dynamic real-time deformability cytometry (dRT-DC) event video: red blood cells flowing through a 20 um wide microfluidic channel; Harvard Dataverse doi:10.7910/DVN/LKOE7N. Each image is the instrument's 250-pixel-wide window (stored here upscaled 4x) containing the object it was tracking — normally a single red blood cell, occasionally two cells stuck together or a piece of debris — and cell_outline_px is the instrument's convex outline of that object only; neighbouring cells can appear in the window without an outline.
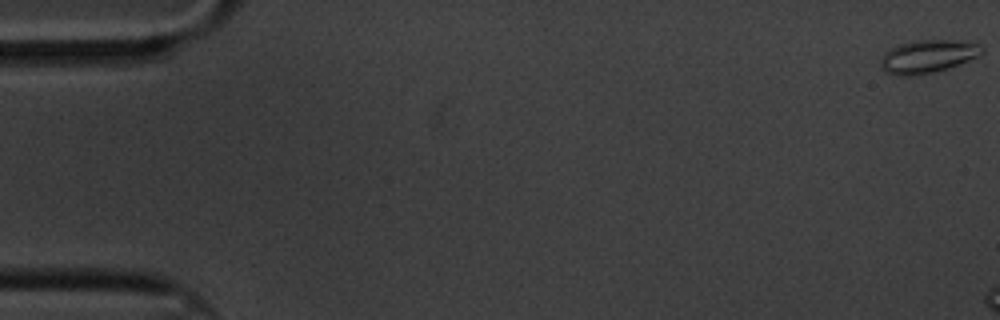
{"species": "common noctule bat (a hibernating species)", "species_latin": "Nyctalus noctula", "temperature_condition": "cold", "stored_images_in_passage": 15, "camera_frame_rate_fps": 3000, "um_per_image_px": 0.085, "animal": {"sex": "male", "body_mass_g": 20.1, "forearm_length_mm": 53.5}, "frame": {"image": 1, "passage_image": 1, "time_ms": 0.0, "image_size_px": [1000, 320], "cell_outline_px": [[984, 52], [968, 60], [948, 68], [932, 72], [912, 76], [900, 76], [884, 72], [880, 68], [880, 56], [888, 48], [900, 44], [916, 40], [956, 40], [980, 44], [984, 48]], "centroid_in_image_um": [78.79, 4.79], "position_along_channel_um": 6.2, "area_um2": 19.65}}